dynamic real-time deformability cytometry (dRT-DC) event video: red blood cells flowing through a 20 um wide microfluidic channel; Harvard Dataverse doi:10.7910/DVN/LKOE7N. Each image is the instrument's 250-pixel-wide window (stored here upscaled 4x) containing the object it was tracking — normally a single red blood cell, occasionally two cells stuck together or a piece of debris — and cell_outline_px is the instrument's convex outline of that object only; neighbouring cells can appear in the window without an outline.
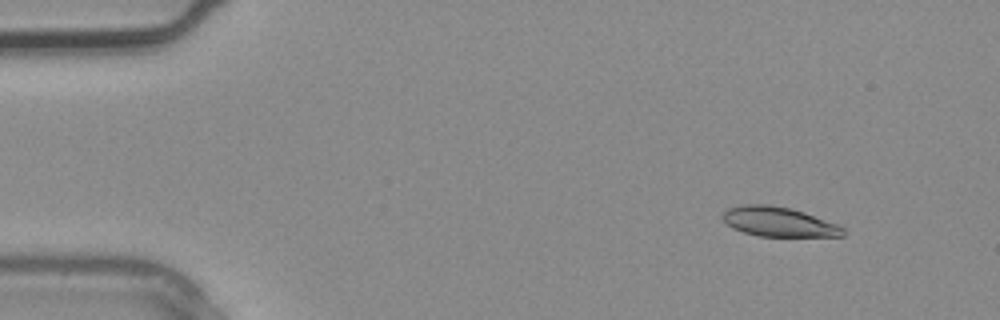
{"species": "common noctule bat (a hibernating species)", "species_latin": "Nyctalus noctula", "temperature_condition": "warm", "stored_images_in_passage": 3, "camera_frame_rate_fps": 3000, "um_per_image_px": 0.085, "animal": {"sex": "male", "body_mass_g": 20.4}, "frame": {"image": 1, "passage_image": 1, "time_ms": 0.0, "image_size_px": [1000, 320], "cell_outline_px": [[844, 236], [760, 236], [744, 232], [732, 228], [720, 216], [728, 208], [740, 204], [768, 204], [792, 208], [804, 212], [836, 224], [844, 228]], "centroid_in_image_um": [66.15, 18.84], "position_along_channel_um": 18.9, "area_um2": 20.69}}
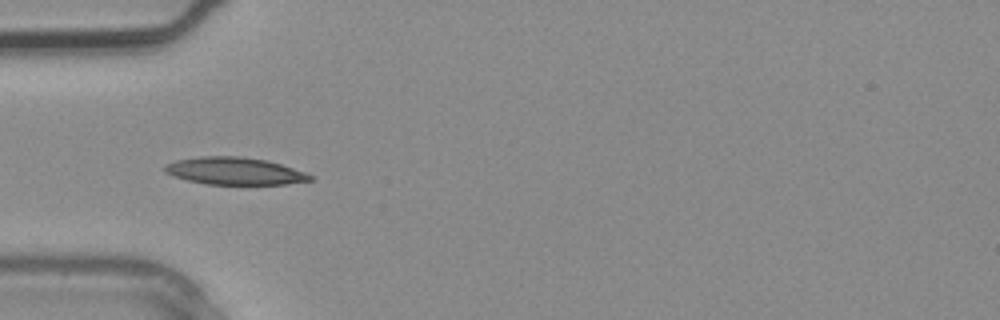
{"frame": {"image": 2, "passage_image": 3, "time_ms": 0.667, "image_size_px": [1000, 320], "cell_outline_px": [[312, 180], [284, 184], [204, 184], [188, 180], [164, 172], [164, 164], [176, 160], [200, 156], [240, 156], [268, 160], [304, 172], [312, 176]], "centroid_in_image_um": [19.9, 14.53], "position_along_channel_um": 65.1, "area_um2": 23.0}}